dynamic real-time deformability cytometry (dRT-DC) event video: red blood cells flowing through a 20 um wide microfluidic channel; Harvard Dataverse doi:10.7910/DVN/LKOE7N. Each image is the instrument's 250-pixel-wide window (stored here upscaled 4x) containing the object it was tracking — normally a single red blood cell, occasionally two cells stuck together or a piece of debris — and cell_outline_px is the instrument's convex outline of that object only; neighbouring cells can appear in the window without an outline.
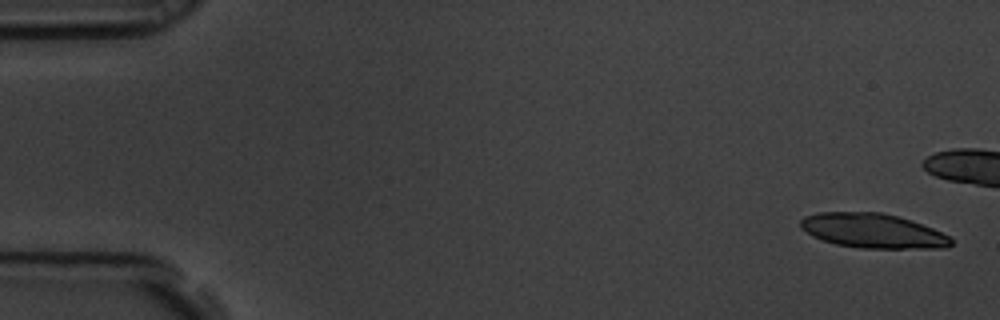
{"species": "common noctule bat (a hibernating species)", "species_latin": "Nyctalus noctula", "temperature_condition": "room temperature", "stored_images_in_passage": 5, "camera_frame_rate_fps": 3000, "um_per_image_px": 0.085, "animal": {"sex": "male", "body_mass_g": 19.5, "forearm_length_mm": 54.6}, "frame": {"image": 1, "passage_image": 1, "time_ms": 0.0, "image_size_px": [1000, 320], "cell_outline_px": [[952, 244], [944, 248], [860, 248], [836, 244], [812, 236], [800, 228], [800, 220], [804, 216], [820, 212], [880, 212], [912, 220], [952, 236]], "centroid_in_image_um": [74.2, 19.62], "position_along_channel_um": 10.8, "area_um2": 30.35}}